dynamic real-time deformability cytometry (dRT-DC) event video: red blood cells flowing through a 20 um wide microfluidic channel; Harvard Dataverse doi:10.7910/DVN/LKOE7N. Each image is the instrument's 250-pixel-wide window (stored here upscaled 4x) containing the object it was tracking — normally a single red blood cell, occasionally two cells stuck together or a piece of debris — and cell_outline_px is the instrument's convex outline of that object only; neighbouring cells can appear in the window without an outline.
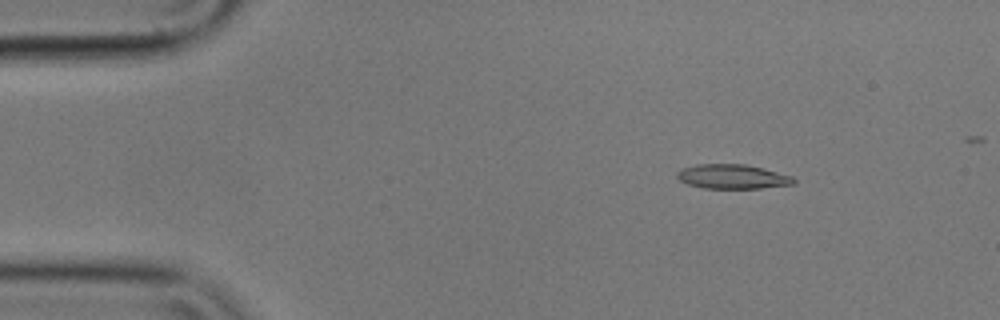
{"species": "common noctule bat (a hibernating species)", "species_latin": "Nyctalus noctula", "temperature_condition": "cold", "stored_images_in_passage": 55, "camera_frame_rate_fps": 3000, "um_per_image_px": 0.085, "animal": {"sex": "male", "body_mass_g": 17.9}, "frame": {"image": 1, "passage_image": 8, "time_ms": 2.333, "image_size_px": [1000, 320], "cell_outline_px": [[796, 184], [760, 188], [704, 188], [688, 184], [680, 180], [676, 176], [676, 172], [680, 168], [696, 164], [744, 164], [792, 176], [796, 180]], "centroid_in_image_um": [62.23, 15.01], "position_along_channel_um": 22.8, "area_um2": 16.53}}
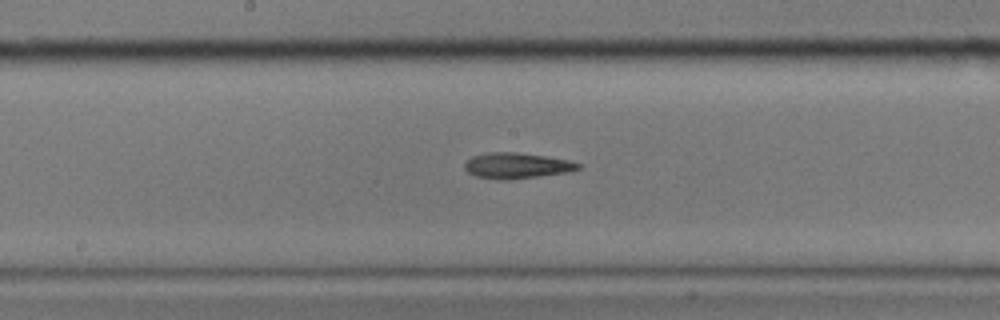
{"frame": {"image": 2, "passage_image": 29, "time_ms": 9.333, "image_size_px": [1000, 320], "cell_outline_px": [[580, 168], [568, 172], [540, 176], [508, 180], [500, 180], [476, 176], [468, 172], [464, 168], [464, 164], [472, 156], [488, 152], [516, 152], [544, 156], [568, 160], [580, 164]], "centroid_in_image_um": [43.9, 14.08], "position_along_channel_um": 204.3, "area_um2": 16.94}}
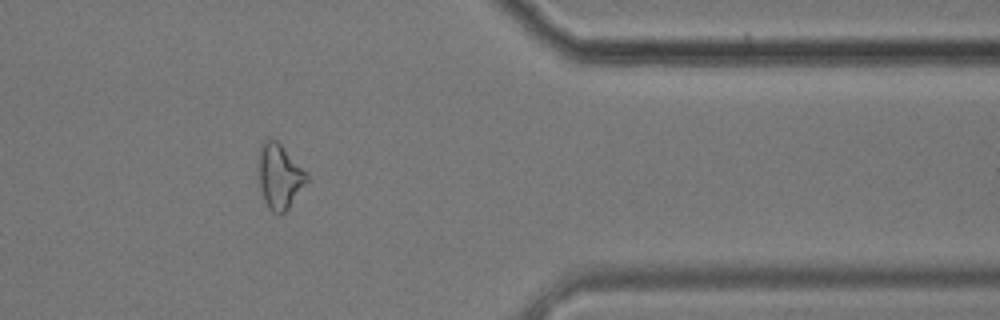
{"frame": {"image": 3, "passage_image": 46, "time_ms": 15.0, "image_size_px": [1000, 320], "cell_outline_px": [[308, 180], [288, 208], [280, 216], [272, 212], [268, 208], [264, 200], [260, 188], [256, 168], [256, 160], [260, 148], [264, 140], [268, 136], [276, 140], [308, 172]], "centroid_in_image_um": [23.71, 14.96], "position_along_channel_um": 387.7, "area_um2": 18.73}, "authors_computed_cell_mechanics": {"area_um2": 16.9354, "velocity_mm_per_s": 3.5692, "shape_relaxation_time_tau1_ms": 6.5683, "shape_relaxation_time_tau2_ms": 7.2821, "deformation_change_tau1": 0.1532, "deformation_change_tau2": 0.1962}}